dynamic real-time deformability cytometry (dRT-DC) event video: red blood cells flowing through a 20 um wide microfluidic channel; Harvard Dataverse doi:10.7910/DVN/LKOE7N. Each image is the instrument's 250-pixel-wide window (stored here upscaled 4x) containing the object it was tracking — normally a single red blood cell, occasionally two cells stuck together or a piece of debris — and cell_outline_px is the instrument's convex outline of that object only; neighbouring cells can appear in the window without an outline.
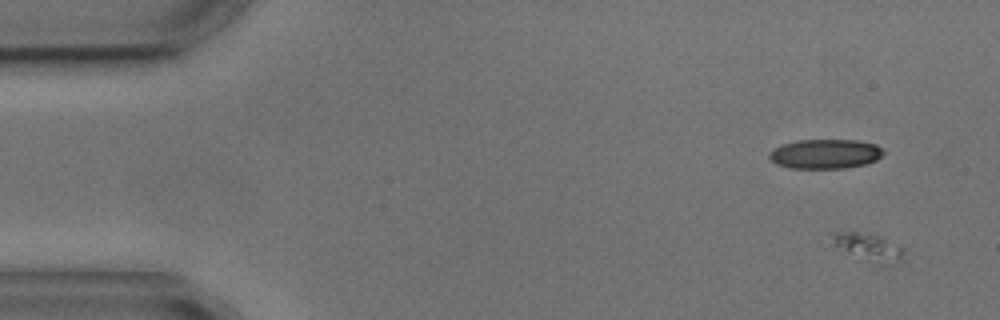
{"species": "common noctule bat (a hibernating species)", "species_latin": "Nyctalus noctula", "temperature_condition": "cold", "stored_images_in_passage": 11, "camera_frame_rate_fps": 3000, "um_per_image_px": 0.085, "animal": {"sex": "male", "body_mass_g": 17.9, "forearm_length_mm": 54.2}, "frame": {"image": 1, "passage_image": 1, "time_ms": 0.0, "image_size_px": [1000, 320], "cell_outline_px": [[904, 260], [900, 264], [880, 268], [832, 244], [832, 236], [836, 232], [856, 232], [880, 236], [904, 248]], "centroid_in_image_um": [73.96, 21.1], "position_along_channel_um": 11.0, "area_um2": 11.96}}
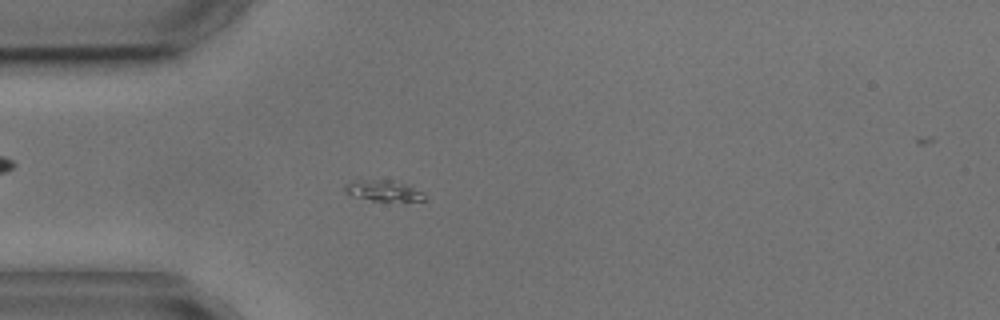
{"frame": {"image": 2, "passage_image": 4, "time_ms": 4.667, "image_size_px": [1000, 320], "cell_outline_px": [[428, 200], [408, 204], [372, 200], [356, 196], [344, 192], [344, 184], [360, 180], [392, 180], [408, 184], [420, 192]], "centroid_in_image_um": [32.7, 16.26], "position_along_channel_um": 52.3, "area_um2": 10.12}}
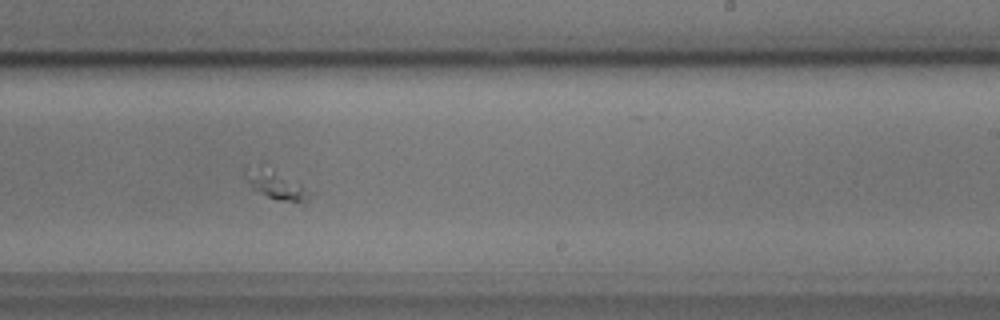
{"frame": {"image": 3, "passage_image": 10, "time_ms": 11.667, "image_size_px": [1000, 320], "cell_outline_px": [[312, 192], [308, 200], [304, 204], [276, 200], [252, 188], [244, 176], [244, 164], [260, 160], [264, 160]], "centroid_in_image_um": [23.36, 15.55], "position_along_channel_um": 265.6, "area_um2": 12.14}}